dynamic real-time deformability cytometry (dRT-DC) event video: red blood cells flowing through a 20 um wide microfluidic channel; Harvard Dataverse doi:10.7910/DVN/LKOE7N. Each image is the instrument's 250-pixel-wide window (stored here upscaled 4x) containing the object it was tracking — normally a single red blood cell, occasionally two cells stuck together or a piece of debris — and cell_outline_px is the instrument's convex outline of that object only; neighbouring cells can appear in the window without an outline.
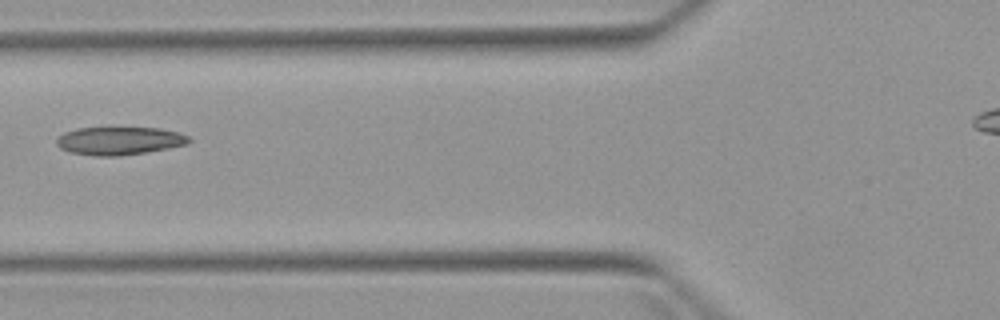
{"species": "Egyptian fruit bat (a non-hibernating species)", "species_latin": "Rousettus aegyptiacus", "temperature_condition": "warm", "stored_images_in_passage": 6, "camera_frame_rate_fps": 3000, "um_per_image_px": 0.085, "animal": {"sex": "female"}, "frame": {"image": 1, "passage_image": 6, "time_ms": 6.0, "image_size_px": [1000, 320], "cell_outline_px": [[192, 140], [188, 144], [168, 148], [120, 156], [92, 156], [68, 152], [60, 148], [56, 144], [56, 140], [64, 132], [76, 128], [108, 124], [160, 128], [176, 132], [188, 136]], "centroid_in_image_um": [10.09, 11.91], "position_along_channel_um": 115.7, "area_um2": 22.83}}